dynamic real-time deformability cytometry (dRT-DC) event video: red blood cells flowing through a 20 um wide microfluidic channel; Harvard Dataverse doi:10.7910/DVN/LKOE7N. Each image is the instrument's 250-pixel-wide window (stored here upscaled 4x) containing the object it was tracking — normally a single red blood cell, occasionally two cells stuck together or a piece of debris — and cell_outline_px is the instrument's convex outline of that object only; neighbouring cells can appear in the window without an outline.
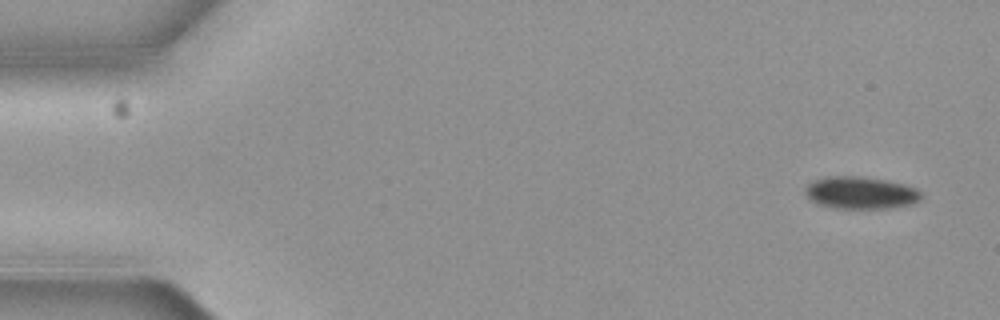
{"species": "common noctule bat (a hibernating species)", "species_latin": "Nyctalus noctula", "temperature_condition": "cold", "stored_images_in_passage": 5, "camera_frame_rate_fps": 3000, "um_per_image_px": 0.085, "animal": {"sex": "female", "body_mass_g": 19.3, "forearm_length_mm": 54.1}, "frame": {"image": 1, "passage_image": 1, "time_ms": 0.0, "image_size_px": [1000, 320], "cell_outline_px": [[924, 196], [920, 200], [912, 204], [896, 208], [832, 208], [816, 204], [808, 200], [804, 192], [804, 188], [808, 184], [816, 180], [828, 176], [860, 176], [884, 180], [916, 188]], "centroid_in_image_um": [73.12, 16.4], "position_along_channel_um": 11.9, "area_um2": 22.02}}
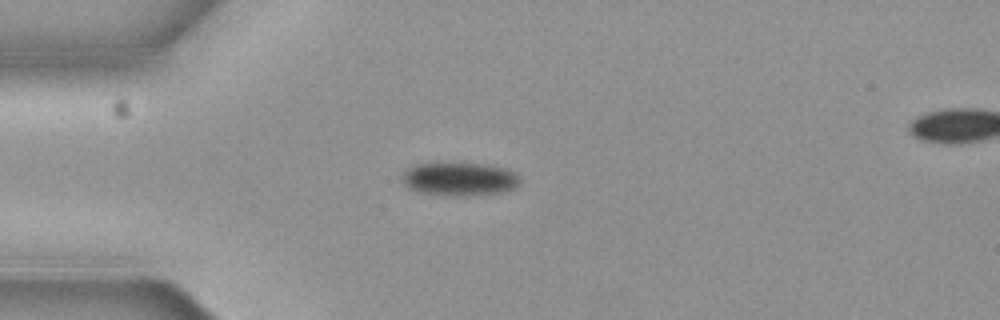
{"frame": {"image": 2, "passage_image": 4, "time_ms": 1.0, "image_size_px": [1000, 320], "cell_outline_px": [[520, 184], [516, 188], [504, 192], [464, 196], [440, 196], [416, 192], [408, 188], [400, 180], [404, 172], [408, 168], [416, 164], [480, 164], [504, 168], [520, 176]], "centroid_in_image_um": [39.03, 15.26], "position_along_channel_um": 46.0, "area_um2": 23.06}}